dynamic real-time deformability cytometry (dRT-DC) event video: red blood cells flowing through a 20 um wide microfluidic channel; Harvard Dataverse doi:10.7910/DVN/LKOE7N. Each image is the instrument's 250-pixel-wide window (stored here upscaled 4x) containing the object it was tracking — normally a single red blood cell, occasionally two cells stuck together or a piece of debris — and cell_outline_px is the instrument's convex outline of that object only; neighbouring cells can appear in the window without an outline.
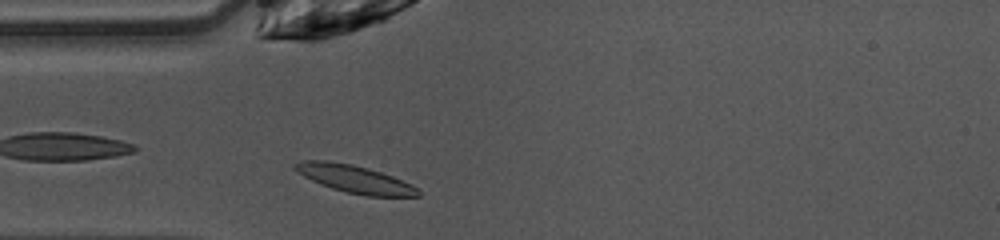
{"species": "common noctule bat (a hibernating species)", "species_latin": "Nyctalus noctula", "temperature_condition": "warm", "stored_images_in_passage": 38, "camera_frame_rate_fps": 3000, "um_per_image_px": 0.085, "animal": {"sex": "female", "body_mass_g": 10.0, "forearm_length_mm": 53.1}, "frame": {"image": 1, "passage_image": 2, "time_ms": 0.333, "image_size_px": [1000, 240], "cell_outline_px": [[420, 196], [364, 196], [344, 192], [332, 188], [312, 180], [296, 172], [292, 168], [292, 164], [300, 160], [328, 160], [352, 164], [368, 168], [392, 176], [412, 184], [420, 192]], "centroid_in_image_um": [30.1, 15.2], "position_along_channel_um": 54.9, "area_um2": 19.94}}
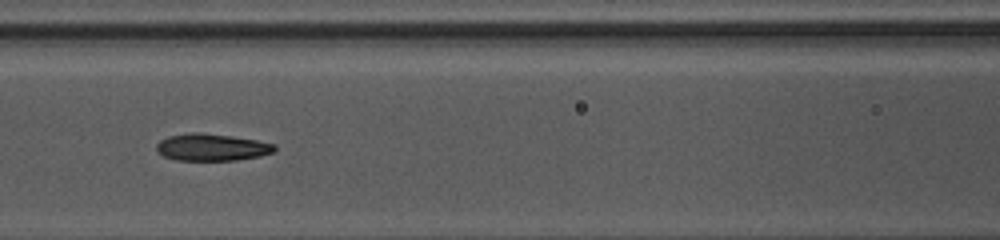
{"frame": {"image": 2, "passage_image": 9, "time_ms": 2.667, "image_size_px": [1000, 240], "cell_outline_px": [[276, 152], [260, 156], [236, 160], [176, 160], [164, 156], [156, 148], [156, 144], [160, 140], [168, 136], [192, 132], [200, 132], [232, 136], [256, 140], [276, 144]], "centroid_in_image_um": [18.03, 12.51], "position_along_channel_um": 148.6, "area_um2": 18.67}}
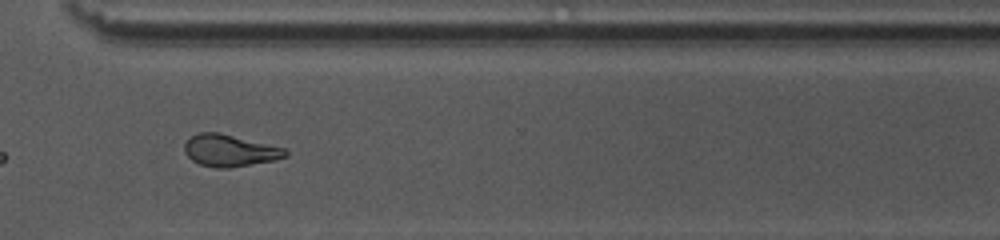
{"frame": {"image": 3, "passage_image": 24, "time_ms": 7.667, "image_size_px": [1000, 240], "cell_outline_px": [[288, 156], [276, 160], [228, 168], [216, 168], [200, 164], [192, 160], [184, 152], [184, 144], [192, 136], [200, 132], [220, 132], [284, 148], [288, 152]], "centroid_in_image_um": [19.53, 12.8], "position_along_channel_um": 351.1, "area_um2": 18.73}, "authors_computed_cell_mechanics": {"area_um2": 19.0451, "velocity_mm_per_s": 4.0633, "shape_relaxation_time_tau1_ms": 5.779, "shape_relaxation_time_tau2_ms": 2.6074, "deformation_change_tau1": 0.1862, "deformation_change_tau2": 0.1024}}